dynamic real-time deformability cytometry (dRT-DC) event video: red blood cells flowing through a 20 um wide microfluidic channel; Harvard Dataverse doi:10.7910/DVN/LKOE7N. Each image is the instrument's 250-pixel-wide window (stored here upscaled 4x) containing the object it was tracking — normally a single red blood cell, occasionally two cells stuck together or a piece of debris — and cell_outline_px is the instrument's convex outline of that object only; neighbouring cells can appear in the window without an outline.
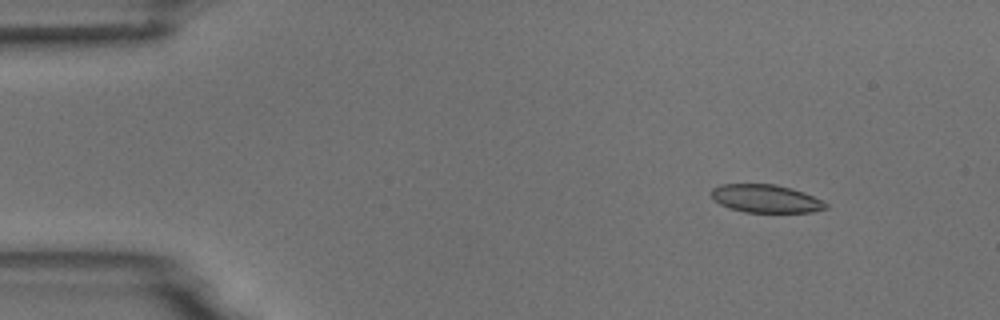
{"species": "common noctule bat (a hibernating species)", "species_latin": "Nyctalus noctula", "temperature_condition": "room temperature", "stored_images_in_passage": 5, "camera_frame_rate_fps": 3000, "um_per_image_px": 0.085, "animal": {"sex": "male", "body_mass_g": 18.8}, "frame": {"image": 1, "passage_image": 2, "time_ms": 1.0, "image_size_px": [1000, 320], "cell_outline_px": [[828, 208], [812, 212], [744, 212], [728, 208], [720, 204], [712, 196], [712, 188], [720, 184], [776, 184], [792, 188], [804, 192], [824, 200], [828, 204]], "centroid_in_image_um": [65.14, 16.88], "position_along_channel_um": 19.9, "area_um2": 18.84}}